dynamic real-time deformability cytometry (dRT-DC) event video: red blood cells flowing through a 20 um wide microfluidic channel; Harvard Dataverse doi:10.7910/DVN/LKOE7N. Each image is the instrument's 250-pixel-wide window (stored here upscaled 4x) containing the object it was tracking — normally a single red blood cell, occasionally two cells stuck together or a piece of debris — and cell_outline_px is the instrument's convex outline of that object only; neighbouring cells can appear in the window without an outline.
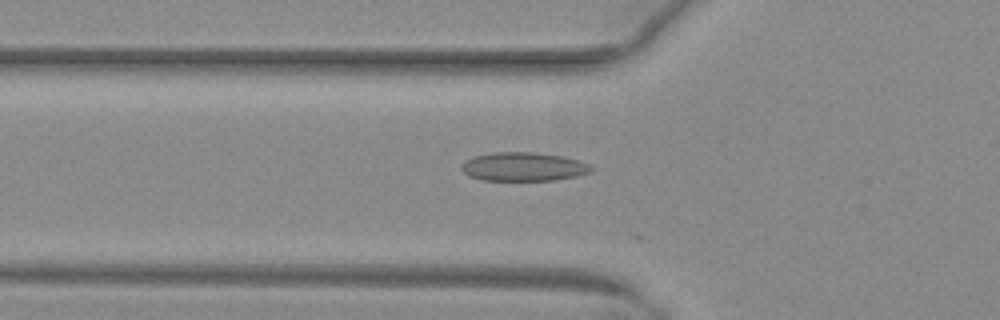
{"species": "common noctule bat (a hibernating species)", "species_latin": "Nyctalus noctula", "temperature_condition": "warm", "stored_images_in_passage": 12, "camera_frame_rate_fps": 3000, "um_per_image_px": 0.085, "animal": {"sex": "female", "body_mass_g": 29.2, "forearm_length_mm": 56.3}, "frame": {"image": 1, "passage_image": 7, "time_ms": 2.0, "image_size_px": [1000, 320], "cell_outline_px": [[592, 172], [576, 176], [556, 180], [480, 180], [468, 176], [460, 168], [460, 164], [464, 160], [476, 156], [492, 152], [532, 152], [564, 156], [588, 164], [592, 168]], "centroid_in_image_um": [44.45, 14.17], "position_along_channel_um": 81.4, "area_um2": 21.79}}
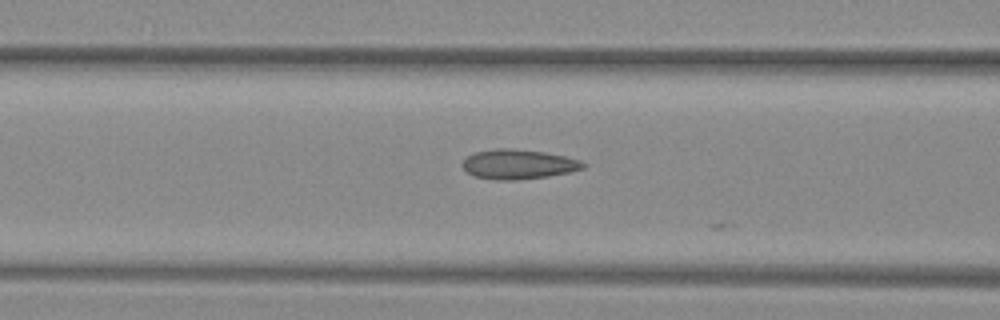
{"frame": {"image": 2, "passage_image": 10, "time_ms": 3.0, "image_size_px": [1000, 320], "cell_outline_px": [[588, 164], [584, 168], [568, 172], [548, 176], [516, 180], [496, 180], [472, 176], [460, 164], [472, 152], [496, 148], [512, 148], [544, 152], [564, 156], [580, 160]], "centroid_in_image_um": [44.03, 13.95], "position_along_channel_um": 122.6, "area_um2": 20.98}}